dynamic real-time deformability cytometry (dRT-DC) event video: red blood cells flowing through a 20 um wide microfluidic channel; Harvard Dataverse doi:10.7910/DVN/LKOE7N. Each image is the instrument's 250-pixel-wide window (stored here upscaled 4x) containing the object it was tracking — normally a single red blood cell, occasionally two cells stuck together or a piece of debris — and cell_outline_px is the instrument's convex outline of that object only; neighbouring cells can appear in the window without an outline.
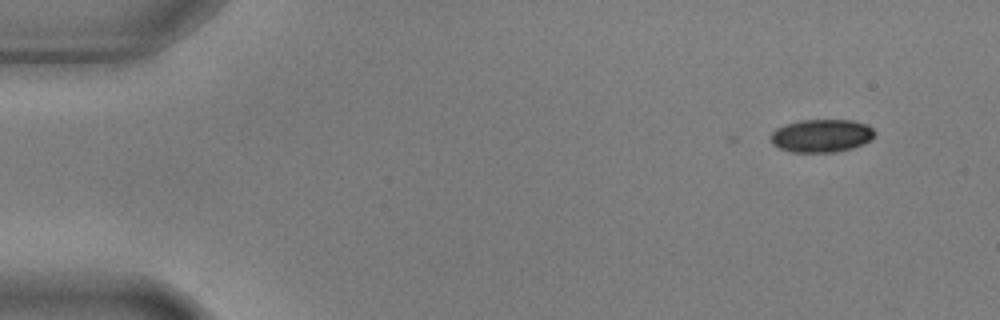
{"species": "common noctule bat (a hibernating species)", "species_latin": "Nyctalus noctula", "temperature_condition": "warm", "stored_images_in_passage": 3, "camera_frame_rate_fps": 3000, "um_per_image_px": 0.085, "animal": {"sex": "male", "body_mass_g": 17.9, "forearm_length_mm": 54.2}, "frame": {"image": 1, "passage_image": 1, "time_ms": 0.0, "image_size_px": [1000, 320], "cell_outline_px": [[876, 132], [872, 140], [864, 144], [852, 148], [836, 152], [792, 152], [780, 148], [772, 144], [772, 132], [776, 128], [784, 124], [800, 120], [852, 120], [868, 124]], "centroid_in_image_um": [69.86, 11.53], "position_along_channel_um": 15.1, "area_um2": 20.17}}